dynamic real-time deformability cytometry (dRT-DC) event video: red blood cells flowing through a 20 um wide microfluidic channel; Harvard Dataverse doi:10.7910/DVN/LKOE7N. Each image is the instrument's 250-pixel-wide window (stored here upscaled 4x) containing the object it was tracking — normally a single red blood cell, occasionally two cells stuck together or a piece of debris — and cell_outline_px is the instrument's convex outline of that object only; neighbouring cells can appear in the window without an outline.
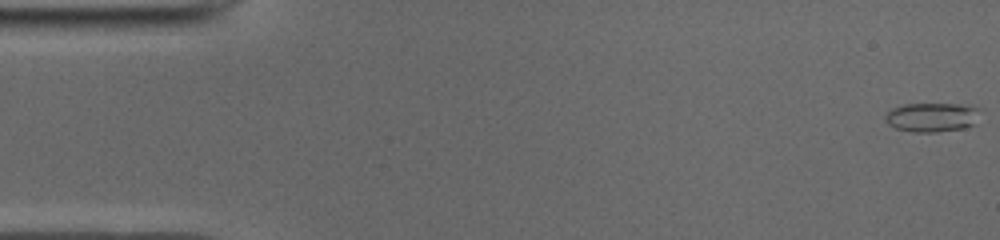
{"species": "common noctule bat (a hibernating species)", "species_latin": "Nyctalus noctula", "temperature_condition": "cold", "stored_images_in_passage": 14, "camera_frame_rate_fps": 3000, "um_per_image_px": 0.085, "animal": {"sex": "male", "body_mass_g": 19.0, "forearm_length_mm": 50.8}, "frame": {"image": 1, "passage_image": 1, "time_ms": 0.0, "image_size_px": [1000, 240], "cell_outline_px": [[976, 108], [972, 124], [964, 128], [936, 132], [912, 132], [896, 128], [888, 124], [884, 120], [884, 116], [892, 108], [904, 104], [960, 104]], "centroid_in_image_um": [79.08, 9.97], "position_along_channel_um": 5.9, "area_um2": 15.66}}